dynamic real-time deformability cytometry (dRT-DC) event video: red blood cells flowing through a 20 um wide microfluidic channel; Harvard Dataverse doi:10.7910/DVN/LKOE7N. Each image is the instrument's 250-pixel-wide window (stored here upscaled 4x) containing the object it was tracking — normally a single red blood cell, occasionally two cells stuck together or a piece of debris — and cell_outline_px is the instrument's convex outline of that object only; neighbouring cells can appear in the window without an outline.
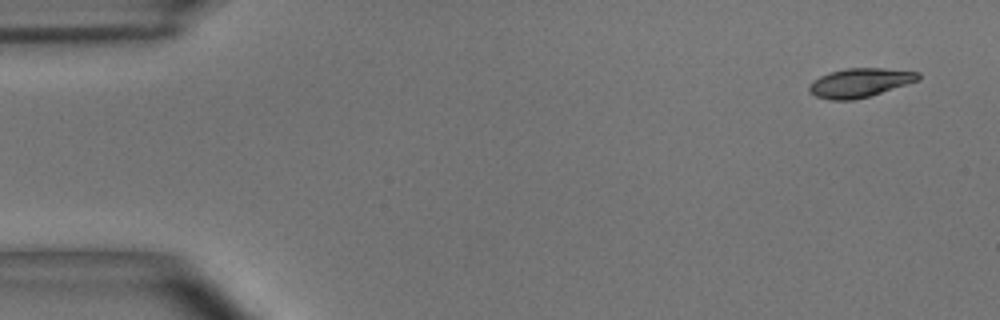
{"species": "common noctule bat (a hibernating species)", "species_latin": "Nyctalus noctula", "temperature_condition": "room temperature", "stored_images_in_passage": 6, "segment_of_instrument_passage": [2, 2], "camera_frame_rate_fps": 3000, "um_per_image_px": 0.085, "animal": {"sex": "male", "body_mass_g": 15.6}, "frame": {"image": 1, "passage_image": 6, "time_ms": 1.667, "image_size_px": [1000, 320], "cell_outline_px": [[920, 80], [868, 96], [852, 100], [828, 100], [816, 96], [808, 92], [808, 84], [812, 80], [820, 76], [832, 72], [848, 68], [884, 68], [920, 72]], "centroid_in_image_um": [73.06, 7.03], "position_along_channel_um": 11.9, "area_um2": 18.38}}